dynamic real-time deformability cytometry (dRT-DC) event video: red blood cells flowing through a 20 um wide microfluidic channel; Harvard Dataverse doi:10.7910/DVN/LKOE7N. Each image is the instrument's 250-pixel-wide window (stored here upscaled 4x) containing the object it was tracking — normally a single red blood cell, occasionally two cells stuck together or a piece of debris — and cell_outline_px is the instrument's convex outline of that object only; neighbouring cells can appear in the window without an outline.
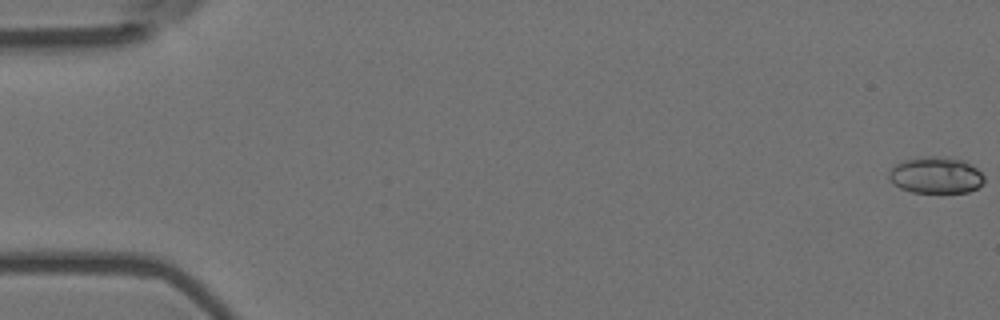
{"species": "Egyptian fruit bat (a non-hibernating species)", "species_latin": "Rousettus aegyptiacus", "temperature_condition": "room temperature", "stored_images_in_passage": 55, "camera_frame_rate_fps": 3000, "um_per_image_px": 0.085, "animal": {"sex": "female"}, "frame": {"image": 1, "passage_image": 1, "time_ms": 0.0, "image_size_px": [1000, 320], "cell_outline_px": [[984, 180], [976, 188], [968, 192], [912, 192], [900, 188], [892, 184], [888, 180], [888, 172], [896, 164], [904, 160], [928, 156], [936, 156], [964, 160], [972, 164], [984, 176]], "centroid_in_image_um": [79.51, 14.89], "position_along_channel_um": 5.5, "area_um2": 20.23}}
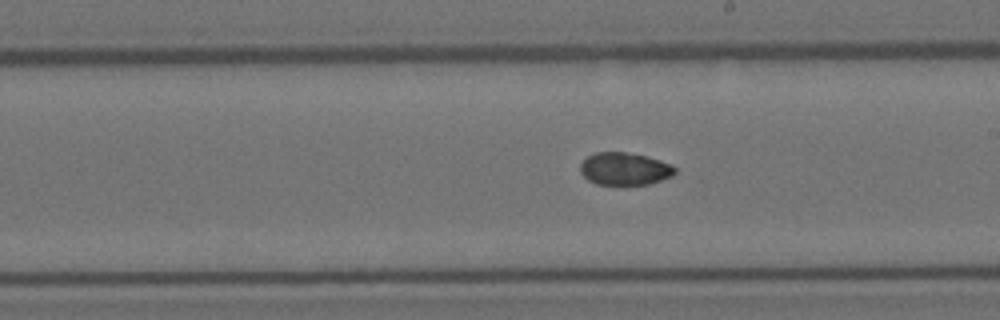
{"frame": {"image": 2, "passage_image": 32, "time_ms": 10.333, "image_size_px": [1000, 320], "cell_outline_px": [[676, 172], [672, 176], [648, 184], [596, 184], [588, 180], [580, 172], [580, 164], [588, 156], [596, 152], [624, 152], [644, 156], [660, 160], [672, 164], [676, 168]], "centroid_in_image_um": [53.09, 14.35], "position_along_channel_um": 235.9, "area_um2": 17.8}}
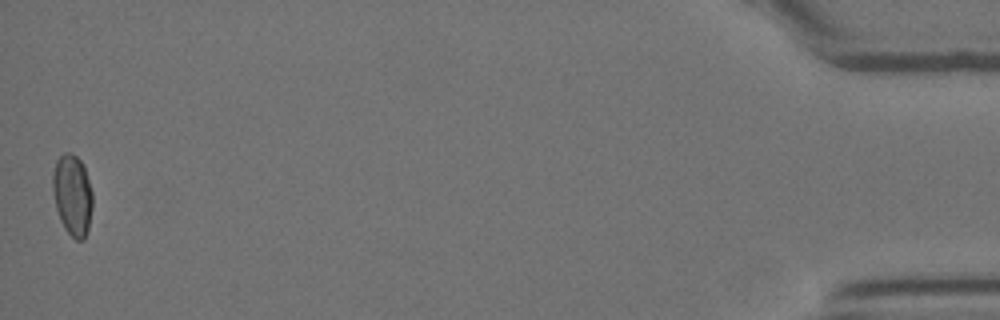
{"frame": {"image": 3, "passage_image": 55, "time_ms": 18.0, "image_size_px": [1000, 320], "cell_outline_px": [[92, 208], [88, 228], [84, 240], [76, 240], [64, 228], [60, 220], [56, 208], [52, 188], [52, 172], [56, 160], [64, 152], [68, 152], [76, 156], [80, 160], [84, 168], [92, 192]], "centroid_in_image_um": [6.14, 16.58], "position_along_channel_um": 429.1, "area_um2": 18.79}, "authors_computed_cell_mechanics": {"area_um2": 18.9584, "velocity_mm_per_s": 3.7403, "shape_relaxation_time_tau1_ms": null, "shape_relaxation_time_tau2_ms": 3.4912, "deformation_change_tau1": null, "deformation_change_tau2": 0.0379}}